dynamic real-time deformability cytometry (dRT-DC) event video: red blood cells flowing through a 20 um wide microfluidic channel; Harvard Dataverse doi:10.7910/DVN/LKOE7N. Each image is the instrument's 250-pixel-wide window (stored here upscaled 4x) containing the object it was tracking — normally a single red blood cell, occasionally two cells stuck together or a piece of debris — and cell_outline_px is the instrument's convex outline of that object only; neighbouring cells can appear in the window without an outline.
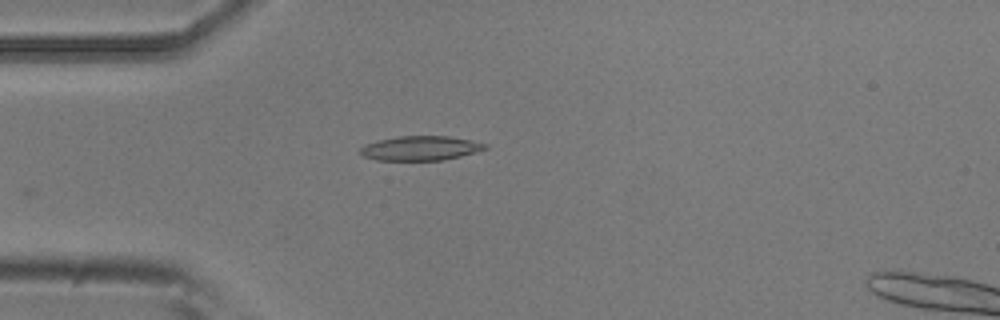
{"species": "common noctule bat (a hibernating species)", "species_latin": "Nyctalus noctula", "temperature_condition": "room temperature", "stored_images_in_passage": 43, "segment_of_instrument_passage": [1, 2], "camera_frame_rate_fps": 3000, "um_per_image_px": 0.085, "animal": {"sex": "male", "body_mass_g": 20.5, "forearm_length_mm": 52.5}, "frame": {"image": 1, "passage_image": 2, "time_ms": 0.333, "image_size_px": [1000, 320], "cell_outline_px": [[488, 148], [460, 156], [444, 160], [376, 160], [364, 156], [360, 152], [360, 148], [364, 144], [376, 140], [400, 136], [448, 136], [472, 140], [488, 144]], "centroid_in_image_um": [35.73, 12.59], "position_along_channel_um": 49.3, "area_um2": 17.8}}
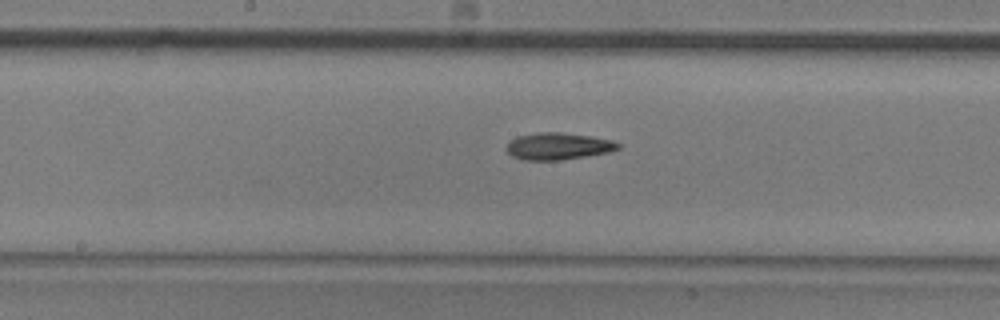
{"frame": {"image": 2, "passage_image": 15, "time_ms": 4.667, "image_size_px": [1000, 320], "cell_outline_px": [[620, 148], [608, 152], [560, 160], [524, 160], [512, 156], [504, 148], [508, 140], [516, 136], [536, 132], [560, 132], [592, 136], [612, 140], [620, 144]], "centroid_in_image_um": [47.38, 12.41], "position_along_channel_um": 200.8, "area_um2": 17.69}}
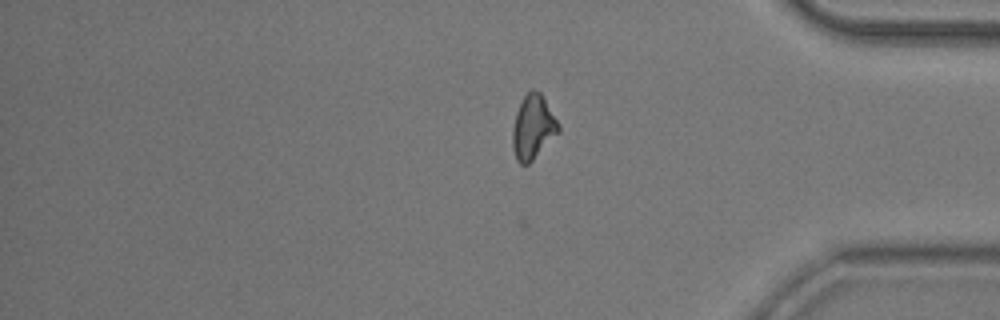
{"frame": {"image": 3, "passage_image": 32, "time_ms": 10.333, "image_size_px": [1000, 320], "cell_outline_px": [[560, 132], [528, 164], [520, 164], [516, 160], [512, 148], [512, 128], [516, 112], [524, 96], [532, 88], [540, 92], [560, 124]], "centroid_in_image_um": [45.3, 10.82], "position_along_channel_um": 389.9, "area_um2": 17.22}}